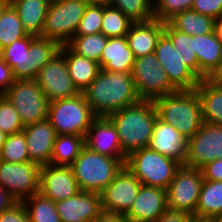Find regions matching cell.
Here are the masks:
<instances>
[{
    "label": "cell",
    "mask_w": 222,
    "mask_h": 222,
    "mask_svg": "<svg viewBox=\"0 0 222 222\" xmlns=\"http://www.w3.org/2000/svg\"><path fill=\"white\" fill-rule=\"evenodd\" d=\"M22 203L27 210L30 222H61L55 202L40 192L35 193Z\"/></svg>",
    "instance_id": "cell-33"
},
{
    "label": "cell",
    "mask_w": 222,
    "mask_h": 222,
    "mask_svg": "<svg viewBox=\"0 0 222 222\" xmlns=\"http://www.w3.org/2000/svg\"><path fill=\"white\" fill-rule=\"evenodd\" d=\"M17 201L11 196V194L0 186V213L6 209H9Z\"/></svg>",
    "instance_id": "cell-48"
},
{
    "label": "cell",
    "mask_w": 222,
    "mask_h": 222,
    "mask_svg": "<svg viewBox=\"0 0 222 222\" xmlns=\"http://www.w3.org/2000/svg\"><path fill=\"white\" fill-rule=\"evenodd\" d=\"M213 222H222V216L213 217Z\"/></svg>",
    "instance_id": "cell-55"
},
{
    "label": "cell",
    "mask_w": 222,
    "mask_h": 222,
    "mask_svg": "<svg viewBox=\"0 0 222 222\" xmlns=\"http://www.w3.org/2000/svg\"><path fill=\"white\" fill-rule=\"evenodd\" d=\"M222 216V181L204 180L201 186L195 217Z\"/></svg>",
    "instance_id": "cell-30"
},
{
    "label": "cell",
    "mask_w": 222,
    "mask_h": 222,
    "mask_svg": "<svg viewBox=\"0 0 222 222\" xmlns=\"http://www.w3.org/2000/svg\"><path fill=\"white\" fill-rule=\"evenodd\" d=\"M134 60L126 36L109 37L98 64L100 69L109 72L132 71Z\"/></svg>",
    "instance_id": "cell-24"
},
{
    "label": "cell",
    "mask_w": 222,
    "mask_h": 222,
    "mask_svg": "<svg viewBox=\"0 0 222 222\" xmlns=\"http://www.w3.org/2000/svg\"><path fill=\"white\" fill-rule=\"evenodd\" d=\"M10 5V0H0V18L5 9Z\"/></svg>",
    "instance_id": "cell-52"
},
{
    "label": "cell",
    "mask_w": 222,
    "mask_h": 222,
    "mask_svg": "<svg viewBox=\"0 0 222 222\" xmlns=\"http://www.w3.org/2000/svg\"><path fill=\"white\" fill-rule=\"evenodd\" d=\"M85 146L101 155L127 158L122 152L116 126L108 117H96L85 136Z\"/></svg>",
    "instance_id": "cell-19"
},
{
    "label": "cell",
    "mask_w": 222,
    "mask_h": 222,
    "mask_svg": "<svg viewBox=\"0 0 222 222\" xmlns=\"http://www.w3.org/2000/svg\"><path fill=\"white\" fill-rule=\"evenodd\" d=\"M190 222H213L212 218H199L192 216Z\"/></svg>",
    "instance_id": "cell-53"
},
{
    "label": "cell",
    "mask_w": 222,
    "mask_h": 222,
    "mask_svg": "<svg viewBox=\"0 0 222 222\" xmlns=\"http://www.w3.org/2000/svg\"><path fill=\"white\" fill-rule=\"evenodd\" d=\"M80 188L70 166L47 164L40 168L39 192L56 202L77 195Z\"/></svg>",
    "instance_id": "cell-16"
},
{
    "label": "cell",
    "mask_w": 222,
    "mask_h": 222,
    "mask_svg": "<svg viewBox=\"0 0 222 222\" xmlns=\"http://www.w3.org/2000/svg\"><path fill=\"white\" fill-rule=\"evenodd\" d=\"M40 168L37 163L0 162V186L22 202L39 192Z\"/></svg>",
    "instance_id": "cell-11"
},
{
    "label": "cell",
    "mask_w": 222,
    "mask_h": 222,
    "mask_svg": "<svg viewBox=\"0 0 222 222\" xmlns=\"http://www.w3.org/2000/svg\"><path fill=\"white\" fill-rule=\"evenodd\" d=\"M108 118L116 126L122 152L128 156L148 147L158 114L153 101L139 100Z\"/></svg>",
    "instance_id": "cell-2"
},
{
    "label": "cell",
    "mask_w": 222,
    "mask_h": 222,
    "mask_svg": "<svg viewBox=\"0 0 222 222\" xmlns=\"http://www.w3.org/2000/svg\"><path fill=\"white\" fill-rule=\"evenodd\" d=\"M195 89L199 94L203 121L222 126V81L202 79Z\"/></svg>",
    "instance_id": "cell-26"
},
{
    "label": "cell",
    "mask_w": 222,
    "mask_h": 222,
    "mask_svg": "<svg viewBox=\"0 0 222 222\" xmlns=\"http://www.w3.org/2000/svg\"><path fill=\"white\" fill-rule=\"evenodd\" d=\"M131 72L99 70L96 78L82 92L96 117H108L140 100Z\"/></svg>",
    "instance_id": "cell-1"
},
{
    "label": "cell",
    "mask_w": 222,
    "mask_h": 222,
    "mask_svg": "<svg viewBox=\"0 0 222 222\" xmlns=\"http://www.w3.org/2000/svg\"><path fill=\"white\" fill-rule=\"evenodd\" d=\"M164 34L171 40L176 51L182 58V62L198 77V61L194 52V36L173 30L164 23Z\"/></svg>",
    "instance_id": "cell-35"
},
{
    "label": "cell",
    "mask_w": 222,
    "mask_h": 222,
    "mask_svg": "<svg viewBox=\"0 0 222 222\" xmlns=\"http://www.w3.org/2000/svg\"><path fill=\"white\" fill-rule=\"evenodd\" d=\"M59 52L65 57L71 80L82 93L96 78L100 70L99 64L75 53L67 44L61 45Z\"/></svg>",
    "instance_id": "cell-25"
},
{
    "label": "cell",
    "mask_w": 222,
    "mask_h": 222,
    "mask_svg": "<svg viewBox=\"0 0 222 222\" xmlns=\"http://www.w3.org/2000/svg\"><path fill=\"white\" fill-rule=\"evenodd\" d=\"M214 79L222 81V69L221 72Z\"/></svg>",
    "instance_id": "cell-56"
},
{
    "label": "cell",
    "mask_w": 222,
    "mask_h": 222,
    "mask_svg": "<svg viewBox=\"0 0 222 222\" xmlns=\"http://www.w3.org/2000/svg\"><path fill=\"white\" fill-rule=\"evenodd\" d=\"M87 6L85 0L51 1L39 37L67 44L77 32Z\"/></svg>",
    "instance_id": "cell-7"
},
{
    "label": "cell",
    "mask_w": 222,
    "mask_h": 222,
    "mask_svg": "<svg viewBox=\"0 0 222 222\" xmlns=\"http://www.w3.org/2000/svg\"><path fill=\"white\" fill-rule=\"evenodd\" d=\"M35 37L28 34L0 50L2 60L7 62L17 77L25 73V68L30 63L29 47Z\"/></svg>",
    "instance_id": "cell-32"
},
{
    "label": "cell",
    "mask_w": 222,
    "mask_h": 222,
    "mask_svg": "<svg viewBox=\"0 0 222 222\" xmlns=\"http://www.w3.org/2000/svg\"><path fill=\"white\" fill-rule=\"evenodd\" d=\"M163 33L164 23L159 20L133 23L126 37L134 58L154 53L157 41Z\"/></svg>",
    "instance_id": "cell-23"
},
{
    "label": "cell",
    "mask_w": 222,
    "mask_h": 222,
    "mask_svg": "<svg viewBox=\"0 0 222 222\" xmlns=\"http://www.w3.org/2000/svg\"><path fill=\"white\" fill-rule=\"evenodd\" d=\"M24 125L16 108L2 94L0 95V130L7 135L22 132Z\"/></svg>",
    "instance_id": "cell-40"
},
{
    "label": "cell",
    "mask_w": 222,
    "mask_h": 222,
    "mask_svg": "<svg viewBox=\"0 0 222 222\" xmlns=\"http://www.w3.org/2000/svg\"><path fill=\"white\" fill-rule=\"evenodd\" d=\"M154 54L177 90H194L197 87L200 79L182 62L179 51L164 33L157 41Z\"/></svg>",
    "instance_id": "cell-15"
},
{
    "label": "cell",
    "mask_w": 222,
    "mask_h": 222,
    "mask_svg": "<svg viewBox=\"0 0 222 222\" xmlns=\"http://www.w3.org/2000/svg\"><path fill=\"white\" fill-rule=\"evenodd\" d=\"M88 5H95V6H110L112 0H85Z\"/></svg>",
    "instance_id": "cell-51"
},
{
    "label": "cell",
    "mask_w": 222,
    "mask_h": 222,
    "mask_svg": "<svg viewBox=\"0 0 222 222\" xmlns=\"http://www.w3.org/2000/svg\"><path fill=\"white\" fill-rule=\"evenodd\" d=\"M111 5L119 9L134 23L153 19L152 0H112Z\"/></svg>",
    "instance_id": "cell-38"
},
{
    "label": "cell",
    "mask_w": 222,
    "mask_h": 222,
    "mask_svg": "<svg viewBox=\"0 0 222 222\" xmlns=\"http://www.w3.org/2000/svg\"><path fill=\"white\" fill-rule=\"evenodd\" d=\"M3 95L16 108L24 127L48 118L49 101L35 79L17 77Z\"/></svg>",
    "instance_id": "cell-8"
},
{
    "label": "cell",
    "mask_w": 222,
    "mask_h": 222,
    "mask_svg": "<svg viewBox=\"0 0 222 222\" xmlns=\"http://www.w3.org/2000/svg\"><path fill=\"white\" fill-rule=\"evenodd\" d=\"M7 134L0 130V149L3 146L4 142L6 141Z\"/></svg>",
    "instance_id": "cell-54"
},
{
    "label": "cell",
    "mask_w": 222,
    "mask_h": 222,
    "mask_svg": "<svg viewBox=\"0 0 222 222\" xmlns=\"http://www.w3.org/2000/svg\"><path fill=\"white\" fill-rule=\"evenodd\" d=\"M30 161L39 166L50 164L56 132L48 119L24 127Z\"/></svg>",
    "instance_id": "cell-20"
},
{
    "label": "cell",
    "mask_w": 222,
    "mask_h": 222,
    "mask_svg": "<svg viewBox=\"0 0 222 222\" xmlns=\"http://www.w3.org/2000/svg\"><path fill=\"white\" fill-rule=\"evenodd\" d=\"M214 33L222 45V18L216 20L214 25Z\"/></svg>",
    "instance_id": "cell-50"
},
{
    "label": "cell",
    "mask_w": 222,
    "mask_h": 222,
    "mask_svg": "<svg viewBox=\"0 0 222 222\" xmlns=\"http://www.w3.org/2000/svg\"><path fill=\"white\" fill-rule=\"evenodd\" d=\"M96 116L91 111L83 93L49 103L48 120L57 135L85 137Z\"/></svg>",
    "instance_id": "cell-6"
},
{
    "label": "cell",
    "mask_w": 222,
    "mask_h": 222,
    "mask_svg": "<svg viewBox=\"0 0 222 222\" xmlns=\"http://www.w3.org/2000/svg\"><path fill=\"white\" fill-rule=\"evenodd\" d=\"M51 0H10L27 34L40 36Z\"/></svg>",
    "instance_id": "cell-27"
},
{
    "label": "cell",
    "mask_w": 222,
    "mask_h": 222,
    "mask_svg": "<svg viewBox=\"0 0 222 222\" xmlns=\"http://www.w3.org/2000/svg\"><path fill=\"white\" fill-rule=\"evenodd\" d=\"M125 166L142 185L166 190L181 164L146 147L131 152L126 158Z\"/></svg>",
    "instance_id": "cell-5"
},
{
    "label": "cell",
    "mask_w": 222,
    "mask_h": 222,
    "mask_svg": "<svg viewBox=\"0 0 222 222\" xmlns=\"http://www.w3.org/2000/svg\"><path fill=\"white\" fill-rule=\"evenodd\" d=\"M133 23L126 15L112 5L103 6L101 33L106 37H125Z\"/></svg>",
    "instance_id": "cell-37"
},
{
    "label": "cell",
    "mask_w": 222,
    "mask_h": 222,
    "mask_svg": "<svg viewBox=\"0 0 222 222\" xmlns=\"http://www.w3.org/2000/svg\"><path fill=\"white\" fill-rule=\"evenodd\" d=\"M200 169L204 180L222 181V159L211 161Z\"/></svg>",
    "instance_id": "cell-45"
},
{
    "label": "cell",
    "mask_w": 222,
    "mask_h": 222,
    "mask_svg": "<svg viewBox=\"0 0 222 222\" xmlns=\"http://www.w3.org/2000/svg\"><path fill=\"white\" fill-rule=\"evenodd\" d=\"M126 158H113L84 146L70 165L81 191L101 193L125 166Z\"/></svg>",
    "instance_id": "cell-4"
},
{
    "label": "cell",
    "mask_w": 222,
    "mask_h": 222,
    "mask_svg": "<svg viewBox=\"0 0 222 222\" xmlns=\"http://www.w3.org/2000/svg\"><path fill=\"white\" fill-rule=\"evenodd\" d=\"M0 222H30L27 210L22 202H16L0 213Z\"/></svg>",
    "instance_id": "cell-44"
},
{
    "label": "cell",
    "mask_w": 222,
    "mask_h": 222,
    "mask_svg": "<svg viewBox=\"0 0 222 222\" xmlns=\"http://www.w3.org/2000/svg\"><path fill=\"white\" fill-rule=\"evenodd\" d=\"M17 76L12 68L3 61L0 55V95H2L14 82Z\"/></svg>",
    "instance_id": "cell-46"
},
{
    "label": "cell",
    "mask_w": 222,
    "mask_h": 222,
    "mask_svg": "<svg viewBox=\"0 0 222 222\" xmlns=\"http://www.w3.org/2000/svg\"><path fill=\"white\" fill-rule=\"evenodd\" d=\"M60 47L61 45L52 39L36 36L29 47L30 63L20 78L34 79L41 68L60 51Z\"/></svg>",
    "instance_id": "cell-29"
},
{
    "label": "cell",
    "mask_w": 222,
    "mask_h": 222,
    "mask_svg": "<svg viewBox=\"0 0 222 222\" xmlns=\"http://www.w3.org/2000/svg\"><path fill=\"white\" fill-rule=\"evenodd\" d=\"M61 222H92L101 213L100 194L80 191L77 195L55 202Z\"/></svg>",
    "instance_id": "cell-17"
},
{
    "label": "cell",
    "mask_w": 222,
    "mask_h": 222,
    "mask_svg": "<svg viewBox=\"0 0 222 222\" xmlns=\"http://www.w3.org/2000/svg\"><path fill=\"white\" fill-rule=\"evenodd\" d=\"M166 210V190L141 185L135 201L124 217L128 222H155Z\"/></svg>",
    "instance_id": "cell-18"
},
{
    "label": "cell",
    "mask_w": 222,
    "mask_h": 222,
    "mask_svg": "<svg viewBox=\"0 0 222 222\" xmlns=\"http://www.w3.org/2000/svg\"><path fill=\"white\" fill-rule=\"evenodd\" d=\"M222 159V126L204 122L187 139L186 166L200 169L205 164Z\"/></svg>",
    "instance_id": "cell-13"
},
{
    "label": "cell",
    "mask_w": 222,
    "mask_h": 222,
    "mask_svg": "<svg viewBox=\"0 0 222 222\" xmlns=\"http://www.w3.org/2000/svg\"><path fill=\"white\" fill-rule=\"evenodd\" d=\"M85 146V137L79 135H57L50 164L70 166Z\"/></svg>",
    "instance_id": "cell-31"
},
{
    "label": "cell",
    "mask_w": 222,
    "mask_h": 222,
    "mask_svg": "<svg viewBox=\"0 0 222 222\" xmlns=\"http://www.w3.org/2000/svg\"><path fill=\"white\" fill-rule=\"evenodd\" d=\"M131 75L140 100L154 101L178 91L154 53L135 58Z\"/></svg>",
    "instance_id": "cell-9"
},
{
    "label": "cell",
    "mask_w": 222,
    "mask_h": 222,
    "mask_svg": "<svg viewBox=\"0 0 222 222\" xmlns=\"http://www.w3.org/2000/svg\"><path fill=\"white\" fill-rule=\"evenodd\" d=\"M142 183L126 167L100 193L102 212L125 215L139 193Z\"/></svg>",
    "instance_id": "cell-12"
},
{
    "label": "cell",
    "mask_w": 222,
    "mask_h": 222,
    "mask_svg": "<svg viewBox=\"0 0 222 222\" xmlns=\"http://www.w3.org/2000/svg\"><path fill=\"white\" fill-rule=\"evenodd\" d=\"M92 222H128V220L124 217V215L102 212Z\"/></svg>",
    "instance_id": "cell-49"
},
{
    "label": "cell",
    "mask_w": 222,
    "mask_h": 222,
    "mask_svg": "<svg viewBox=\"0 0 222 222\" xmlns=\"http://www.w3.org/2000/svg\"><path fill=\"white\" fill-rule=\"evenodd\" d=\"M192 10L218 20L222 18V0H194Z\"/></svg>",
    "instance_id": "cell-43"
},
{
    "label": "cell",
    "mask_w": 222,
    "mask_h": 222,
    "mask_svg": "<svg viewBox=\"0 0 222 222\" xmlns=\"http://www.w3.org/2000/svg\"><path fill=\"white\" fill-rule=\"evenodd\" d=\"M1 160L10 163H24L30 161L27 143L23 131L7 135L6 141L0 149Z\"/></svg>",
    "instance_id": "cell-39"
},
{
    "label": "cell",
    "mask_w": 222,
    "mask_h": 222,
    "mask_svg": "<svg viewBox=\"0 0 222 222\" xmlns=\"http://www.w3.org/2000/svg\"><path fill=\"white\" fill-rule=\"evenodd\" d=\"M108 37L104 34L74 35L67 45L77 54L99 63Z\"/></svg>",
    "instance_id": "cell-34"
},
{
    "label": "cell",
    "mask_w": 222,
    "mask_h": 222,
    "mask_svg": "<svg viewBox=\"0 0 222 222\" xmlns=\"http://www.w3.org/2000/svg\"><path fill=\"white\" fill-rule=\"evenodd\" d=\"M148 147L156 152L172 158L181 165L185 164L187 156V138L173 126L164 123L159 118L154 124L153 133Z\"/></svg>",
    "instance_id": "cell-21"
},
{
    "label": "cell",
    "mask_w": 222,
    "mask_h": 222,
    "mask_svg": "<svg viewBox=\"0 0 222 222\" xmlns=\"http://www.w3.org/2000/svg\"><path fill=\"white\" fill-rule=\"evenodd\" d=\"M203 181L201 169L181 165L166 189L167 209L195 216Z\"/></svg>",
    "instance_id": "cell-10"
},
{
    "label": "cell",
    "mask_w": 222,
    "mask_h": 222,
    "mask_svg": "<svg viewBox=\"0 0 222 222\" xmlns=\"http://www.w3.org/2000/svg\"><path fill=\"white\" fill-rule=\"evenodd\" d=\"M215 22L213 17L189 9L174 15L166 23L173 30L196 36L213 33Z\"/></svg>",
    "instance_id": "cell-28"
},
{
    "label": "cell",
    "mask_w": 222,
    "mask_h": 222,
    "mask_svg": "<svg viewBox=\"0 0 222 222\" xmlns=\"http://www.w3.org/2000/svg\"><path fill=\"white\" fill-rule=\"evenodd\" d=\"M158 118L173 126L187 139L204 123L199 94L194 90H178L154 101Z\"/></svg>",
    "instance_id": "cell-3"
},
{
    "label": "cell",
    "mask_w": 222,
    "mask_h": 222,
    "mask_svg": "<svg viewBox=\"0 0 222 222\" xmlns=\"http://www.w3.org/2000/svg\"><path fill=\"white\" fill-rule=\"evenodd\" d=\"M27 35L17 11L10 4L0 18V50Z\"/></svg>",
    "instance_id": "cell-36"
},
{
    "label": "cell",
    "mask_w": 222,
    "mask_h": 222,
    "mask_svg": "<svg viewBox=\"0 0 222 222\" xmlns=\"http://www.w3.org/2000/svg\"><path fill=\"white\" fill-rule=\"evenodd\" d=\"M193 3H194V0H157V1H154L153 2V19L166 23L174 15L180 12H183L185 10L192 9Z\"/></svg>",
    "instance_id": "cell-41"
},
{
    "label": "cell",
    "mask_w": 222,
    "mask_h": 222,
    "mask_svg": "<svg viewBox=\"0 0 222 222\" xmlns=\"http://www.w3.org/2000/svg\"><path fill=\"white\" fill-rule=\"evenodd\" d=\"M103 6L88 5L80 20L75 35H90L101 32Z\"/></svg>",
    "instance_id": "cell-42"
},
{
    "label": "cell",
    "mask_w": 222,
    "mask_h": 222,
    "mask_svg": "<svg viewBox=\"0 0 222 222\" xmlns=\"http://www.w3.org/2000/svg\"><path fill=\"white\" fill-rule=\"evenodd\" d=\"M34 79L49 103L80 93L71 80L65 57L60 52L41 68Z\"/></svg>",
    "instance_id": "cell-14"
},
{
    "label": "cell",
    "mask_w": 222,
    "mask_h": 222,
    "mask_svg": "<svg viewBox=\"0 0 222 222\" xmlns=\"http://www.w3.org/2000/svg\"><path fill=\"white\" fill-rule=\"evenodd\" d=\"M192 215L167 209L155 222H190Z\"/></svg>",
    "instance_id": "cell-47"
},
{
    "label": "cell",
    "mask_w": 222,
    "mask_h": 222,
    "mask_svg": "<svg viewBox=\"0 0 222 222\" xmlns=\"http://www.w3.org/2000/svg\"><path fill=\"white\" fill-rule=\"evenodd\" d=\"M198 78L214 79L222 69V45L215 33L194 36Z\"/></svg>",
    "instance_id": "cell-22"
}]
</instances>
